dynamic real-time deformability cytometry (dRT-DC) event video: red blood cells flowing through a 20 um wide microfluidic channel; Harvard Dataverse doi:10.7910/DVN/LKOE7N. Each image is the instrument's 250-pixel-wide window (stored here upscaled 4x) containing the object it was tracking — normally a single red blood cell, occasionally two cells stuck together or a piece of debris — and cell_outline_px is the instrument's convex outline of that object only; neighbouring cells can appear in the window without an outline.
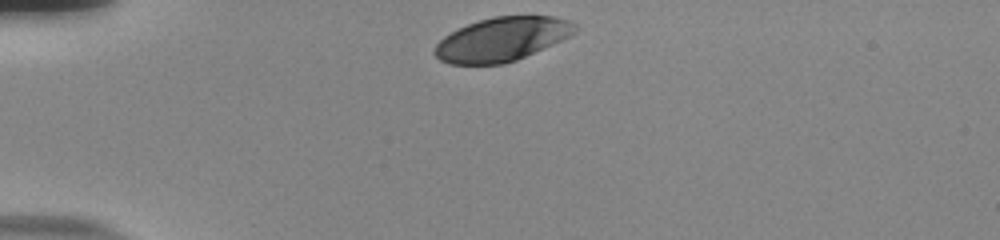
{"species": "human", "species_latin": "Homo sapiens", "temperature_condition": "room temperature", "stored_images_in_passage": 33, "camera_frame_rate_fps": 3000, "um_per_image_px": 0.085, "donor": {"sex": "male"}, "frame": {"image": 1, "passage_image": 1, "time_ms": 0.0, "image_size_px": [1000, 240], "cell_outline_px": [[576, 28], [568, 36], [552, 44], [516, 60], [504, 64], [448, 64], [440, 60], [432, 52], [436, 44], [444, 36], [468, 24], [480, 20], [496, 16], [556, 16], [568, 20], [576, 24]], "centroid_in_image_um": [42.62, 3.34], "position_along_channel_um": 42.4, "area_um2": 35.43}}
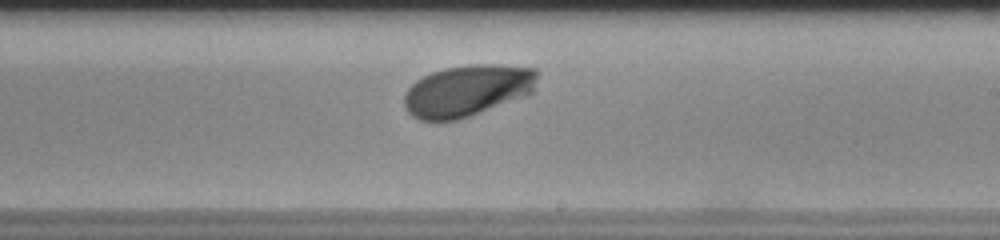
{"frame": {"image": 2, "passage_image": 21, "time_ms": 6.667, "image_size_px": [1000, 240], "cell_outline_px": [[536, 76], [532, 92], [528, 96], [456, 120], [436, 124], [420, 120], [412, 116], [404, 108], [404, 96], [408, 88], [416, 80], [432, 72], [444, 68], [472, 64], [500, 64], [536, 68]], "centroid_in_image_um": [39.69, 7.73], "position_along_channel_um": 249.3, "area_um2": 40.52}}
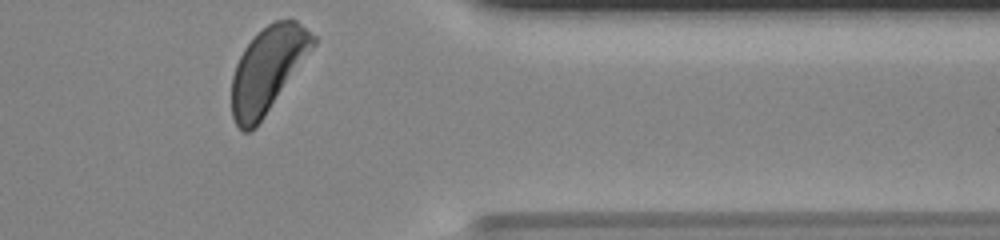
{"frame": {"image": 3, "passage_image": 33, "time_ms": 10.667, "image_size_px": [1000, 240], "cell_outline_px": [[316, 44], [256, 128], [248, 132], [244, 132], [236, 124], [232, 116], [232, 76], [236, 64], [244, 48], [256, 32], [268, 24], [276, 20], [296, 20], [316, 36]], "centroid_in_image_um": [22.75, 5.9], "position_along_channel_um": 388.7, "area_um2": 40.11}, "authors_computed_cell_mechanics": {"area_um2": 38.6682, "velocity_mm_per_s": 3.7206, "shape_relaxation_time_tau1_ms": 2.2509, "shape_relaxation_time_tau2_ms": null, "deformation_change_tau1": 0.1203, "deformation_change_tau2": null}}